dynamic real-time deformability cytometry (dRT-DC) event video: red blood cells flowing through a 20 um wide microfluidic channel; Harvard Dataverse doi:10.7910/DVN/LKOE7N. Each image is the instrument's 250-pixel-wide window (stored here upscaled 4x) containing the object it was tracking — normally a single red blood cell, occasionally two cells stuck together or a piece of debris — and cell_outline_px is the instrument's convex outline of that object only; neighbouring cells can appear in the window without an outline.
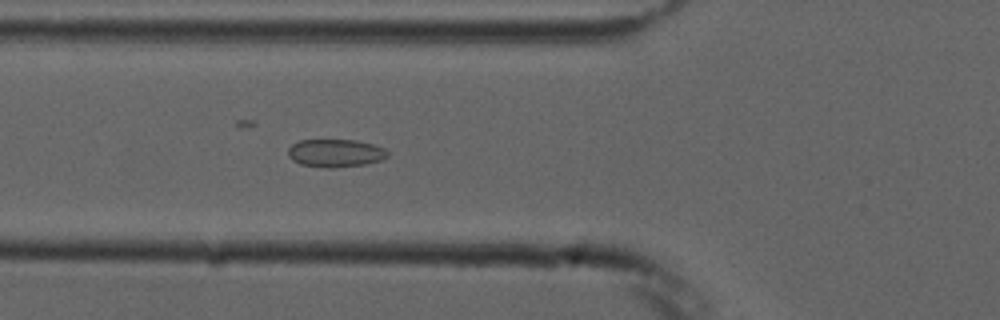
{"species": "common noctule bat (a hibernating species)", "species_latin": "Nyctalus noctula", "temperature_condition": "cold", "stored_images_in_passage": 5, "camera_frame_rate_fps": 3000, "um_per_image_px": 0.085, "animal": {"sex": "male", "forearm_length_mm": 52.5}, "frame": {"image": 1, "passage_image": 5, "time_ms": 4.667, "image_size_px": [1000, 320], "cell_outline_px": [[388, 156], [380, 160], [364, 164], [332, 168], [328, 168], [300, 164], [292, 160], [288, 156], [288, 148], [292, 144], [300, 140], [356, 140], [372, 144], [384, 148], [388, 152]], "centroid_in_image_um": [28.49, 13.01], "position_along_channel_um": 97.3, "area_um2": 16.13}}